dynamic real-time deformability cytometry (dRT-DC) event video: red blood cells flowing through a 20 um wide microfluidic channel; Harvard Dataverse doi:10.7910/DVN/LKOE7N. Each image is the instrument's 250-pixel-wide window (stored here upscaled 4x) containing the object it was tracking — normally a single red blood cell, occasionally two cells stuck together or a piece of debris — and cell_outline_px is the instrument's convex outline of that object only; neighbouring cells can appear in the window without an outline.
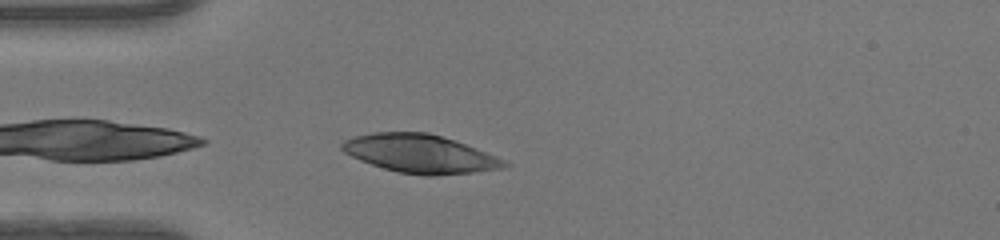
{"species": "human", "species_latin": "Homo sapiens", "temperature_condition": "warm", "stored_images_in_passage": 26, "camera_frame_rate_fps": 3000, "um_per_image_px": 0.085, "donor": {"sex": "female"}, "frame": {"image": 1, "passage_image": 1, "time_ms": 0.0, "image_size_px": [1000, 240], "cell_outline_px": [[512, 164], [504, 168], [472, 172], [436, 176], [424, 176], [396, 172], [360, 160], [344, 152], [340, 148], [340, 144], [344, 140], [356, 136], [372, 132], [428, 132], [456, 140], [496, 156]], "centroid_in_image_um": [35.71, 13.07], "position_along_channel_um": 49.3, "area_um2": 36.41}}
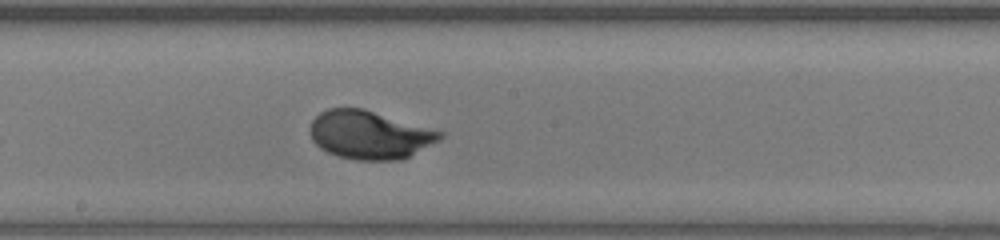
{"frame": {"image": 2, "passage_image": 14, "time_ms": 4.333, "image_size_px": [1000, 240], "cell_outline_px": [[444, 136], [440, 140], [400, 160], [356, 160], [340, 156], [328, 152], [320, 148], [312, 140], [308, 132], [312, 120], [320, 112], [328, 108], [364, 108], [444, 132]], "centroid_in_image_um": [31.39, 11.45], "position_along_channel_um": 216.8, "area_um2": 36.59}}
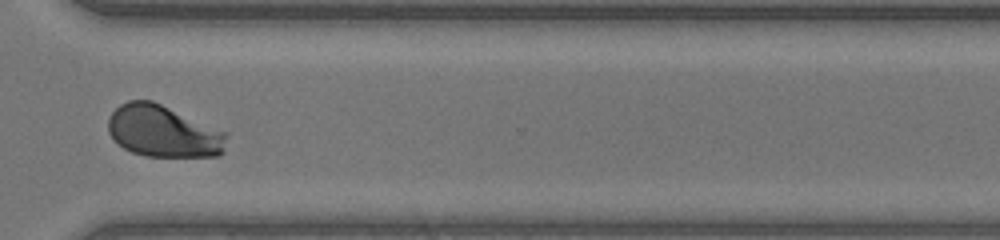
{"frame": {"image": 3, "passage_image": 24, "time_ms": 7.667, "image_size_px": [1000, 240], "cell_outline_px": [[228, 136], [224, 152], [220, 156], [144, 156], [132, 152], [124, 148], [108, 132], [108, 116], [120, 104], [128, 100], [152, 100], [224, 132]], "centroid_in_image_um": [13.86, 11.17], "position_along_channel_um": 356.7, "area_um2": 35.49}, "authors_computed_cell_mechanics": {"area_um2": 36.4718, "velocity_mm_per_s": 4.1795, "shape_relaxation_time_tau1_ms": 2.3462, "shape_relaxation_time_tau2_ms": null, "deformation_change_tau1": 0.1763, "deformation_change_tau2": null}}